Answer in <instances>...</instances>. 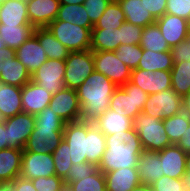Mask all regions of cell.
<instances>
[{
  "label": "cell",
  "instance_id": "obj_1",
  "mask_svg": "<svg viewBox=\"0 0 190 191\" xmlns=\"http://www.w3.org/2000/svg\"><path fill=\"white\" fill-rule=\"evenodd\" d=\"M105 137L106 150L98 165L99 170L105 174L124 167H137L143 147L133 128Z\"/></svg>",
  "mask_w": 190,
  "mask_h": 191
},
{
  "label": "cell",
  "instance_id": "obj_2",
  "mask_svg": "<svg viewBox=\"0 0 190 191\" xmlns=\"http://www.w3.org/2000/svg\"><path fill=\"white\" fill-rule=\"evenodd\" d=\"M117 86L105 75L94 71L76 89L81 106V120L93 122L107 109Z\"/></svg>",
  "mask_w": 190,
  "mask_h": 191
},
{
  "label": "cell",
  "instance_id": "obj_3",
  "mask_svg": "<svg viewBox=\"0 0 190 191\" xmlns=\"http://www.w3.org/2000/svg\"><path fill=\"white\" fill-rule=\"evenodd\" d=\"M65 122L48 106L35 115V127L23 152L53 153L63 140Z\"/></svg>",
  "mask_w": 190,
  "mask_h": 191
},
{
  "label": "cell",
  "instance_id": "obj_4",
  "mask_svg": "<svg viewBox=\"0 0 190 191\" xmlns=\"http://www.w3.org/2000/svg\"><path fill=\"white\" fill-rule=\"evenodd\" d=\"M133 129L139 136L143 150L158 152L172 145L165 132L163 120L144 112L139 113L133 120Z\"/></svg>",
  "mask_w": 190,
  "mask_h": 191
},
{
  "label": "cell",
  "instance_id": "obj_5",
  "mask_svg": "<svg viewBox=\"0 0 190 191\" xmlns=\"http://www.w3.org/2000/svg\"><path fill=\"white\" fill-rule=\"evenodd\" d=\"M47 28L69 52L85 51L91 47L93 28H84L60 20L52 21Z\"/></svg>",
  "mask_w": 190,
  "mask_h": 191
},
{
  "label": "cell",
  "instance_id": "obj_6",
  "mask_svg": "<svg viewBox=\"0 0 190 191\" xmlns=\"http://www.w3.org/2000/svg\"><path fill=\"white\" fill-rule=\"evenodd\" d=\"M65 61V88L76 90L94 71L93 51L69 52Z\"/></svg>",
  "mask_w": 190,
  "mask_h": 191
},
{
  "label": "cell",
  "instance_id": "obj_7",
  "mask_svg": "<svg viewBox=\"0 0 190 191\" xmlns=\"http://www.w3.org/2000/svg\"><path fill=\"white\" fill-rule=\"evenodd\" d=\"M148 97L149 95L140 87L128 81L115 89L109 103V109L127 111L129 118L134 120L139 113L143 112Z\"/></svg>",
  "mask_w": 190,
  "mask_h": 191
},
{
  "label": "cell",
  "instance_id": "obj_8",
  "mask_svg": "<svg viewBox=\"0 0 190 191\" xmlns=\"http://www.w3.org/2000/svg\"><path fill=\"white\" fill-rule=\"evenodd\" d=\"M182 96L172 88L159 93L150 94L146 100L143 112L151 117L163 120L183 111Z\"/></svg>",
  "mask_w": 190,
  "mask_h": 191
},
{
  "label": "cell",
  "instance_id": "obj_9",
  "mask_svg": "<svg viewBox=\"0 0 190 191\" xmlns=\"http://www.w3.org/2000/svg\"><path fill=\"white\" fill-rule=\"evenodd\" d=\"M95 71L105 75L117 87L130 81L131 70L122 63L114 51H93Z\"/></svg>",
  "mask_w": 190,
  "mask_h": 191
},
{
  "label": "cell",
  "instance_id": "obj_10",
  "mask_svg": "<svg viewBox=\"0 0 190 191\" xmlns=\"http://www.w3.org/2000/svg\"><path fill=\"white\" fill-rule=\"evenodd\" d=\"M65 71V61L48 59L31 75V80L54 95L65 88Z\"/></svg>",
  "mask_w": 190,
  "mask_h": 191
},
{
  "label": "cell",
  "instance_id": "obj_11",
  "mask_svg": "<svg viewBox=\"0 0 190 191\" xmlns=\"http://www.w3.org/2000/svg\"><path fill=\"white\" fill-rule=\"evenodd\" d=\"M56 175L52 153L23 152L20 176L25 179Z\"/></svg>",
  "mask_w": 190,
  "mask_h": 191
},
{
  "label": "cell",
  "instance_id": "obj_12",
  "mask_svg": "<svg viewBox=\"0 0 190 191\" xmlns=\"http://www.w3.org/2000/svg\"><path fill=\"white\" fill-rule=\"evenodd\" d=\"M4 122L8 128V148L24 149L35 127V115L22 112Z\"/></svg>",
  "mask_w": 190,
  "mask_h": 191
},
{
  "label": "cell",
  "instance_id": "obj_13",
  "mask_svg": "<svg viewBox=\"0 0 190 191\" xmlns=\"http://www.w3.org/2000/svg\"><path fill=\"white\" fill-rule=\"evenodd\" d=\"M49 107L65 122L81 120V106L76 90L64 88L55 93Z\"/></svg>",
  "mask_w": 190,
  "mask_h": 191
},
{
  "label": "cell",
  "instance_id": "obj_14",
  "mask_svg": "<svg viewBox=\"0 0 190 191\" xmlns=\"http://www.w3.org/2000/svg\"><path fill=\"white\" fill-rule=\"evenodd\" d=\"M130 82L140 87L148 95L172 88L171 71L131 70Z\"/></svg>",
  "mask_w": 190,
  "mask_h": 191
},
{
  "label": "cell",
  "instance_id": "obj_15",
  "mask_svg": "<svg viewBox=\"0 0 190 191\" xmlns=\"http://www.w3.org/2000/svg\"><path fill=\"white\" fill-rule=\"evenodd\" d=\"M63 139L70 149L69 154L73 164L87 162L86 157V121L79 120L65 123Z\"/></svg>",
  "mask_w": 190,
  "mask_h": 191
},
{
  "label": "cell",
  "instance_id": "obj_16",
  "mask_svg": "<svg viewBox=\"0 0 190 191\" xmlns=\"http://www.w3.org/2000/svg\"><path fill=\"white\" fill-rule=\"evenodd\" d=\"M53 95L32 80L21 87L23 112L36 115L49 106Z\"/></svg>",
  "mask_w": 190,
  "mask_h": 191
},
{
  "label": "cell",
  "instance_id": "obj_17",
  "mask_svg": "<svg viewBox=\"0 0 190 191\" xmlns=\"http://www.w3.org/2000/svg\"><path fill=\"white\" fill-rule=\"evenodd\" d=\"M30 24L34 28L47 27L57 18L59 0H26Z\"/></svg>",
  "mask_w": 190,
  "mask_h": 191
},
{
  "label": "cell",
  "instance_id": "obj_18",
  "mask_svg": "<svg viewBox=\"0 0 190 191\" xmlns=\"http://www.w3.org/2000/svg\"><path fill=\"white\" fill-rule=\"evenodd\" d=\"M156 24L170 48L184 42L188 35L187 21L182 17L165 13Z\"/></svg>",
  "mask_w": 190,
  "mask_h": 191
},
{
  "label": "cell",
  "instance_id": "obj_19",
  "mask_svg": "<svg viewBox=\"0 0 190 191\" xmlns=\"http://www.w3.org/2000/svg\"><path fill=\"white\" fill-rule=\"evenodd\" d=\"M186 152L176 144H172L159 151L162 163V175L173 179H183L185 172Z\"/></svg>",
  "mask_w": 190,
  "mask_h": 191
},
{
  "label": "cell",
  "instance_id": "obj_20",
  "mask_svg": "<svg viewBox=\"0 0 190 191\" xmlns=\"http://www.w3.org/2000/svg\"><path fill=\"white\" fill-rule=\"evenodd\" d=\"M15 56L31 75L48 60L44 49L34 35L15 50Z\"/></svg>",
  "mask_w": 190,
  "mask_h": 191
},
{
  "label": "cell",
  "instance_id": "obj_21",
  "mask_svg": "<svg viewBox=\"0 0 190 191\" xmlns=\"http://www.w3.org/2000/svg\"><path fill=\"white\" fill-rule=\"evenodd\" d=\"M105 136L116 132L129 131L133 128V119L127 111L107 109L99 118L92 122Z\"/></svg>",
  "mask_w": 190,
  "mask_h": 191
},
{
  "label": "cell",
  "instance_id": "obj_22",
  "mask_svg": "<svg viewBox=\"0 0 190 191\" xmlns=\"http://www.w3.org/2000/svg\"><path fill=\"white\" fill-rule=\"evenodd\" d=\"M140 183L151 186L162 178V163L159 157V151L143 150L138 157L137 164Z\"/></svg>",
  "mask_w": 190,
  "mask_h": 191
},
{
  "label": "cell",
  "instance_id": "obj_23",
  "mask_svg": "<svg viewBox=\"0 0 190 191\" xmlns=\"http://www.w3.org/2000/svg\"><path fill=\"white\" fill-rule=\"evenodd\" d=\"M104 176L107 191H130L140 184L137 167L120 168Z\"/></svg>",
  "mask_w": 190,
  "mask_h": 191
},
{
  "label": "cell",
  "instance_id": "obj_24",
  "mask_svg": "<svg viewBox=\"0 0 190 191\" xmlns=\"http://www.w3.org/2000/svg\"><path fill=\"white\" fill-rule=\"evenodd\" d=\"M31 81V74L27 68L16 58L15 54L4 60L0 65V82L17 87H23Z\"/></svg>",
  "mask_w": 190,
  "mask_h": 191
},
{
  "label": "cell",
  "instance_id": "obj_25",
  "mask_svg": "<svg viewBox=\"0 0 190 191\" xmlns=\"http://www.w3.org/2000/svg\"><path fill=\"white\" fill-rule=\"evenodd\" d=\"M21 87L0 82V119L22 113Z\"/></svg>",
  "mask_w": 190,
  "mask_h": 191
},
{
  "label": "cell",
  "instance_id": "obj_26",
  "mask_svg": "<svg viewBox=\"0 0 190 191\" xmlns=\"http://www.w3.org/2000/svg\"><path fill=\"white\" fill-rule=\"evenodd\" d=\"M0 24L31 25L27 13L26 0H7L0 4Z\"/></svg>",
  "mask_w": 190,
  "mask_h": 191
},
{
  "label": "cell",
  "instance_id": "obj_27",
  "mask_svg": "<svg viewBox=\"0 0 190 191\" xmlns=\"http://www.w3.org/2000/svg\"><path fill=\"white\" fill-rule=\"evenodd\" d=\"M23 149L6 148L0 150V179L11 183L20 176Z\"/></svg>",
  "mask_w": 190,
  "mask_h": 191
},
{
  "label": "cell",
  "instance_id": "obj_28",
  "mask_svg": "<svg viewBox=\"0 0 190 191\" xmlns=\"http://www.w3.org/2000/svg\"><path fill=\"white\" fill-rule=\"evenodd\" d=\"M105 135L92 123L86 121V157L87 162L99 165L106 150Z\"/></svg>",
  "mask_w": 190,
  "mask_h": 191
},
{
  "label": "cell",
  "instance_id": "obj_29",
  "mask_svg": "<svg viewBox=\"0 0 190 191\" xmlns=\"http://www.w3.org/2000/svg\"><path fill=\"white\" fill-rule=\"evenodd\" d=\"M124 12L126 22L146 27L156 23V19L149 13L142 0H117Z\"/></svg>",
  "mask_w": 190,
  "mask_h": 191
},
{
  "label": "cell",
  "instance_id": "obj_30",
  "mask_svg": "<svg viewBox=\"0 0 190 191\" xmlns=\"http://www.w3.org/2000/svg\"><path fill=\"white\" fill-rule=\"evenodd\" d=\"M33 35L38 39L48 59L64 61L69 50L57 40L47 27L35 28Z\"/></svg>",
  "mask_w": 190,
  "mask_h": 191
},
{
  "label": "cell",
  "instance_id": "obj_31",
  "mask_svg": "<svg viewBox=\"0 0 190 191\" xmlns=\"http://www.w3.org/2000/svg\"><path fill=\"white\" fill-rule=\"evenodd\" d=\"M35 28L32 25H2L0 24V37L6 44V47L14 51L29 39Z\"/></svg>",
  "mask_w": 190,
  "mask_h": 191
},
{
  "label": "cell",
  "instance_id": "obj_32",
  "mask_svg": "<svg viewBox=\"0 0 190 191\" xmlns=\"http://www.w3.org/2000/svg\"><path fill=\"white\" fill-rule=\"evenodd\" d=\"M173 67V61L170 51L166 52H153L149 50H143L142 58L140 59L137 69H143L146 71H171Z\"/></svg>",
  "mask_w": 190,
  "mask_h": 191
},
{
  "label": "cell",
  "instance_id": "obj_33",
  "mask_svg": "<svg viewBox=\"0 0 190 191\" xmlns=\"http://www.w3.org/2000/svg\"><path fill=\"white\" fill-rule=\"evenodd\" d=\"M120 46L119 28L117 29H92V51H115Z\"/></svg>",
  "mask_w": 190,
  "mask_h": 191
},
{
  "label": "cell",
  "instance_id": "obj_34",
  "mask_svg": "<svg viewBox=\"0 0 190 191\" xmlns=\"http://www.w3.org/2000/svg\"><path fill=\"white\" fill-rule=\"evenodd\" d=\"M55 20H60L64 22H69L71 24H76L84 28H93L90 18L83 4L81 5H68L60 4L57 18Z\"/></svg>",
  "mask_w": 190,
  "mask_h": 191
},
{
  "label": "cell",
  "instance_id": "obj_35",
  "mask_svg": "<svg viewBox=\"0 0 190 191\" xmlns=\"http://www.w3.org/2000/svg\"><path fill=\"white\" fill-rule=\"evenodd\" d=\"M139 45L143 50L157 53L170 51V47L162 36L156 23L144 27Z\"/></svg>",
  "mask_w": 190,
  "mask_h": 191
},
{
  "label": "cell",
  "instance_id": "obj_36",
  "mask_svg": "<svg viewBox=\"0 0 190 191\" xmlns=\"http://www.w3.org/2000/svg\"><path fill=\"white\" fill-rule=\"evenodd\" d=\"M172 89L180 96L190 92V62L173 63L171 69Z\"/></svg>",
  "mask_w": 190,
  "mask_h": 191
},
{
  "label": "cell",
  "instance_id": "obj_37",
  "mask_svg": "<svg viewBox=\"0 0 190 191\" xmlns=\"http://www.w3.org/2000/svg\"><path fill=\"white\" fill-rule=\"evenodd\" d=\"M126 21L124 12L117 1H112L93 29H117Z\"/></svg>",
  "mask_w": 190,
  "mask_h": 191
},
{
  "label": "cell",
  "instance_id": "obj_38",
  "mask_svg": "<svg viewBox=\"0 0 190 191\" xmlns=\"http://www.w3.org/2000/svg\"><path fill=\"white\" fill-rule=\"evenodd\" d=\"M165 132L172 144H176L190 124V116L181 111L169 118L163 119Z\"/></svg>",
  "mask_w": 190,
  "mask_h": 191
},
{
  "label": "cell",
  "instance_id": "obj_39",
  "mask_svg": "<svg viewBox=\"0 0 190 191\" xmlns=\"http://www.w3.org/2000/svg\"><path fill=\"white\" fill-rule=\"evenodd\" d=\"M69 149L68 143L63 139L52 153L56 175L63 180L68 177L70 167L73 164L70 158Z\"/></svg>",
  "mask_w": 190,
  "mask_h": 191
},
{
  "label": "cell",
  "instance_id": "obj_40",
  "mask_svg": "<svg viewBox=\"0 0 190 191\" xmlns=\"http://www.w3.org/2000/svg\"><path fill=\"white\" fill-rule=\"evenodd\" d=\"M66 183L72 187L73 191H107L104 173L99 169L85 179Z\"/></svg>",
  "mask_w": 190,
  "mask_h": 191
},
{
  "label": "cell",
  "instance_id": "obj_41",
  "mask_svg": "<svg viewBox=\"0 0 190 191\" xmlns=\"http://www.w3.org/2000/svg\"><path fill=\"white\" fill-rule=\"evenodd\" d=\"M116 57L130 70L138 68L140 59L142 58L143 49L137 45H120L115 51Z\"/></svg>",
  "mask_w": 190,
  "mask_h": 191
},
{
  "label": "cell",
  "instance_id": "obj_42",
  "mask_svg": "<svg viewBox=\"0 0 190 191\" xmlns=\"http://www.w3.org/2000/svg\"><path fill=\"white\" fill-rule=\"evenodd\" d=\"M143 29L125 21L119 28L120 45L140 44Z\"/></svg>",
  "mask_w": 190,
  "mask_h": 191
},
{
  "label": "cell",
  "instance_id": "obj_43",
  "mask_svg": "<svg viewBox=\"0 0 190 191\" xmlns=\"http://www.w3.org/2000/svg\"><path fill=\"white\" fill-rule=\"evenodd\" d=\"M98 170V166L90 162H81L72 164L69 170L68 177L65 182L80 181L93 175Z\"/></svg>",
  "mask_w": 190,
  "mask_h": 191
},
{
  "label": "cell",
  "instance_id": "obj_44",
  "mask_svg": "<svg viewBox=\"0 0 190 191\" xmlns=\"http://www.w3.org/2000/svg\"><path fill=\"white\" fill-rule=\"evenodd\" d=\"M111 0H85L83 5L90 18L91 24L96 25Z\"/></svg>",
  "mask_w": 190,
  "mask_h": 191
},
{
  "label": "cell",
  "instance_id": "obj_45",
  "mask_svg": "<svg viewBox=\"0 0 190 191\" xmlns=\"http://www.w3.org/2000/svg\"><path fill=\"white\" fill-rule=\"evenodd\" d=\"M37 191H59L65 181L57 175L39 177L31 180Z\"/></svg>",
  "mask_w": 190,
  "mask_h": 191
},
{
  "label": "cell",
  "instance_id": "obj_46",
  "mask_svg": "<svg viewBox=\"0 0 190 191\" xmlns=\"http://www.w3.org/2000/svg\"><path fill=\"white\" fill-rule=\"evenodd\" d=\"M152 191H185L183 179L169 178L163 176L153 185H151Z\"/></svg>",
  "mask_w": 190,
  "mask_h": 191
},
{
  "label": "cell",
  "instance_id": "obj_47",
  "mask_svg": "<svg viewBox=\"0 0 190 191\" xmlns=\"http://www.w3.org/2000/svg\"><path fill=\"white\" fill-rule=\"evenodd\" d=\"M166 13L187 19L190 15V0H167Z\"/></svg>",
  "mask_w": 190,
  "mask_h": 191
},
{
  "label": "cell",
  "instance_id": "obj_48",
  "mask_svg": "<svg viewBox=\"0 0 190 191\" xmlns=\"http://www.w3.org/2000/svg\"><path fill=\"white\" fill-rule=\"evenodd\" d=\"M170 54L173 63L190 62V50L185 41L171 47Z\"/></svg>",
  "mask_w": 190,
  "mask_h": 191
},
{
  "label": "cell",
  "instance_id": "obj_49",
  "mask_svg": "<svg viewBox=\"0 0 190 191\" xmlns=\"http://www.w3.org/2000/svg\"><path fill=\"white\" fill-rule=\"evenodd\" d=\"M146 9L155 19L160 18L166 13L167 0H142Z\"/></svg>",
  "mask_w": 190,
  "mask_h": 191
},
{
  "label": "cell",
  "instance_id": "obj_50",
  "mask_svg": "<svg viewBox=\"0 0 190 191\" xmlns=\"http://www.w3.org/2000/svg\"><path fill=\"white\" fill-rule=\"evenodd\" d=\"M11 184L13 185L15 191H37L30 179H25L21 176L15 178Z\"/></svg>",
  "mask_w": 190,
  "mask_h": 191
},
{
  "label": "cell",
  "instance_id": "obj_51",
  "mask_svg": "<svg viewBox=\"0 0 190 191\" xmlns=\"http://www.w3.org/2000/svg\"><path fill=\"white\" fill-rule=\"evenodd\" d=\"M176 145L184 152H190V124Z\"/></svg>",
  "mask_w": 190,
  "mask_h": 191
},
{
  "label": "cell",
  "instance_id": "obj_52",
  "mask_svg": "<svg viewBox=\"0 0 190 191\" xmlns=\"http://www.w3.org/2000/svg\"><path fill=\"white\" fill-rule=\"evenodd\" d=\"M8 148V128L4 120L0 119V150Z\"/></svg>",
  "mask_w": 190,
  "mask_h": 191
},
{
  "label": "cell",
  "instance_id": "obj_53",
  "mask_svg": "<svg viewBox=\"0 0 190 191\" xmlns=\"http://www.w3.org/2000/svg\"><path fill=\"white\" fill-rule=\"evenodd\" d=\"M182 101L183 111L190 116V92L182 97Z\"/></svg>",
  "mask_w": 190,
  "mask_h": 191
},
{
  "label": "cell",
  "instance_id": "obj_54",
  "mask_svg": "<svg viewBox=\"0 0 190 191\" xmlns=\"http://www.w3.org/2000/svg\"><path fill=\"white\" fill-rule=\"evenodd\" d=\"M0 53H15L13 49L6 47V44L1 37H0Z\"/></svg>",
  "mask_w": 190,
  "mask_h": 191
},
{
  "label": "cell",
  "instance_id": "obj_55",
  "mask_svg": "<svg viewBox=\"0 0 190 191\" xmlns=\"http://www.w3.org/2000/svg\"><path fill=\"white\" fill-rule=\"evenodd\" d=\"M130 191H152L151 186H148L146 184L140 183L135 188L131 189Z\"/></svg>",
  "mask_w": 190,
  "mask_h": 191
},
{
  "label": "cell",
  "instance_id": "obj_56",
  "mask_svg": "<svg viewBox=\"0 0 190 191\" xmlns=\"http://www.w3.org/2000/svg\"><path fill=\"white\" fill-rule=\"evenodd\" d=\"M85 0H59L60 4L81 5Z\"/></svg>",
  "mask_w": 190,
  "mask_h": 191
},
{
  "label": "cell",
  "instance_id": "obj_57",
  "mask_svg": "<svg viewBox=\"0 0 190 191\" xmlns=\"http://www.w3.org/2000/svg\"><path fill=\"white\" fill-rule=\"evenodd\" d=\"M185 172L186 175L190 177V152H187L186 154Z\"/></svg>",
  "mask_w": 190,
  "mask_h": 191
},
{
  "label": "cell",
  "instance_id": "obj_58",
  "mask_svg": "<svg viewBox=\"0 0 190 191\" xmlns=\"http://www.w3.org/2000/svg\"><path fill=\"white\" fill-rule=\"evenodd\" d=\"M15 53H0V65L4 60H9Z\"/></svg>",
  "mask_w": 190,
  "mask_h": 191
},
{
  "label": "cell",
  "instance_id": "obj_59",
  "mask_svg": "<svg viewBox=\"0 0 190 191\" xmlns=\"http://www.w3.org/2000/svg\"><path fill=\"white\" fill-rule=\"evenodd\" d=\"M0 191H15L14 187L11 183H4L1 188Z\"/></svg>",
  "mask_w": 190,
  "mask_h": 191
},
{
  "label": "cell",
  "instance_id": "obj_60",
  "mask_svg": "<svg viewBox=\"0 0 190 191\" xmlns=\"http://www.w3.org/2000/svg\"><path fill=\"white\" fill-rule=\"evenodd\" d=\"M184 186L185 190L190 191V177H188L186 174L183 176Z\"/></svg>",
  "mask_w": 190,
  "mask_h": 191
},
{
  "label": "cell",
  "instance_id": "obj_61",
  "mask_svg": "<svg viewBox=\"0 0 190 191\" xmlns=\"http://www.w3.org/2000/svg\"><path fill=\"white\" fill-rule=\"evenodd\" d=\"M59 191H73L72 187L68 183H64Z\"/></svg>",
  "mask_w": 190,
  "mask_h": 191
},
{
  "label": "cell",
  "instance_id": "obj_62",
  "mask_svg": "<svg viewBox=\"0 0 190 191\" xmlns=\"http://www.w3.org/2000/svg\"><path fill=\"white\" fill-rule=\"evenodd\" d=\"M184 41L188 45V48L190 50V32H188V35L186 36V39Z\"/></svg>",
  "mask_w": 190,
  "mask_h": 191
},
{
  "label": "cell",
  "instance_id": "obj_63",
  "mask_svg": "<svg viewBox=\"0 0 190 191\" xmlns=\"http://www.w3.org/2000/svg\"><path fill=\"white\" fill-rule=\"evenodd\" d=\"M187 21V29H188V32H190V15L189 17L186 19Z\"/></svg>",
  "mask_w": 190,
  "mask_h": 191
},
{
  "label": "cell",
  "instance_id": "obj_64",
  "mask_svg": "<svg viewBox=\"0 0 190 191\" xmlns=\"http://www.w3.org/2000/svg\"><path fill=\"white\" fill-rule=\"evenodd\" d=\"M3 184H4V182H2L1 179H0V188H1V186H2Z\"/></svg>",
  "mask_w": 190,
  "mask_h": 191
},
{
  "label": "cell",
  "instance_id": "obj_65",
  "mask_svg": "<svg viewBox=\"0 0 190 191\" xmlns=\"http://www.w3.org/2000/svg\"><path fill=\"white\" fill-rule=\"evenodd\" d=\"M5 1H7V0H0V4L4 3Z\"/></svg>",
  "mask_w": 190,
  "mask_h": 191
}]
</instances>
